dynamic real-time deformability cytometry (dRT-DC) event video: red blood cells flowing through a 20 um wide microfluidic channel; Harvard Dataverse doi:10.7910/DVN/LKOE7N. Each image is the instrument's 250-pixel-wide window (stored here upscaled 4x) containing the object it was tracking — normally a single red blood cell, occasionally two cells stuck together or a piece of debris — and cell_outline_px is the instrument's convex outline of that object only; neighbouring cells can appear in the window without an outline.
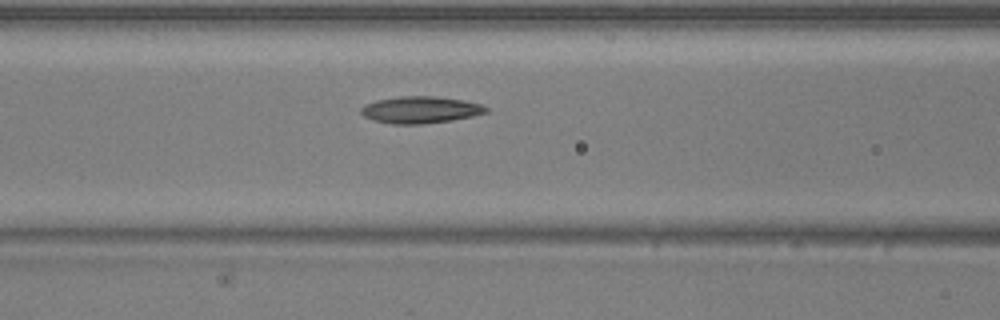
{"species": "common noctule bat (a hibernating species)", "species_latin": "Nyctalus noctula", "temperature_condition": "warm", "stored_images_in_passage": 11, "camera_frame_rate_fps": 3000, "um_per_image_px": 0.085, "animal": {"sex": "male", "body_mass_g": 20.5, "forearm_length_mm": 52.5}, "frame": {"image": 1, "passage_image": 10, "time_ms": 3.0, "image_size_px": [1000, 320], "cell_outline_px": [[488, 112], [472, 116], [452, 120], [424, 124], [392, 124], [372, 120], [364, 116], [360, 112], [360, 108], [364, 104], [376, 100], [400, 96], [436, 96], [464, 100], [480, 104], [488, 108]], "centroid_in_image_um": [35.71, 9.33], "position_along_channel_um": 130.9, "area_um2": 19.71}}